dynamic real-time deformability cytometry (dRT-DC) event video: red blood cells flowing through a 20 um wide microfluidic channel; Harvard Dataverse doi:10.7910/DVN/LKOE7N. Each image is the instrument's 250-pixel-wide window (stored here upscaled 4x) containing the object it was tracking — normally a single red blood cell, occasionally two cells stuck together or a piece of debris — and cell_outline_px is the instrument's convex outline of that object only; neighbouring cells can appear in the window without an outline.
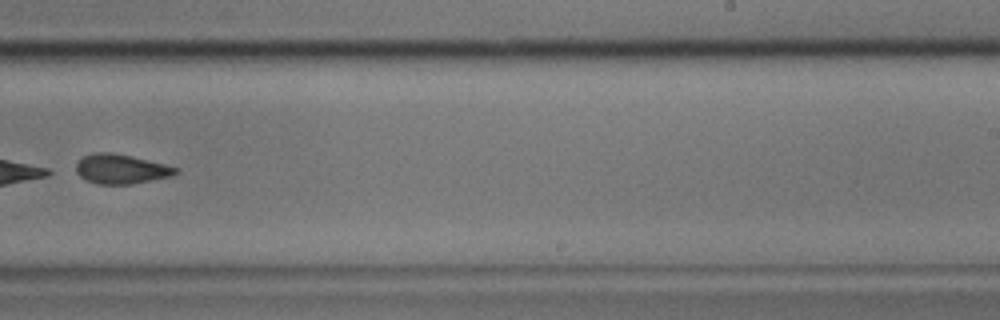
{"species": "common noctule bat (a hibernating species)", "species_latin": "Nyctalus noctula", "temperature_condition": "cold", "stored_images_in_passage": 10, "segment_of_instrument_passage": [2, 2], "camera_frame_rate_fps": 3000, "um_per_image_px": 0.085, "animal": {"sex": "male", "body_mass_g": 17.9}, "frame": {"image": 1, "passage_image": 10, "time_ms": 3.0, "image_size_px": [1000, 320], "cell_outline_px": [[180, 172], [172, 176], [132, 184], [96, 184], [84, 180], [76, 172], [76, 164], [84, 156], [96, 152], [112, 152], [132, 156], [180, 168]], "centroid_in_image_um": [10.3, 14.37], "position_along_channel_um": 278.7, "area_um2": 17.28}}